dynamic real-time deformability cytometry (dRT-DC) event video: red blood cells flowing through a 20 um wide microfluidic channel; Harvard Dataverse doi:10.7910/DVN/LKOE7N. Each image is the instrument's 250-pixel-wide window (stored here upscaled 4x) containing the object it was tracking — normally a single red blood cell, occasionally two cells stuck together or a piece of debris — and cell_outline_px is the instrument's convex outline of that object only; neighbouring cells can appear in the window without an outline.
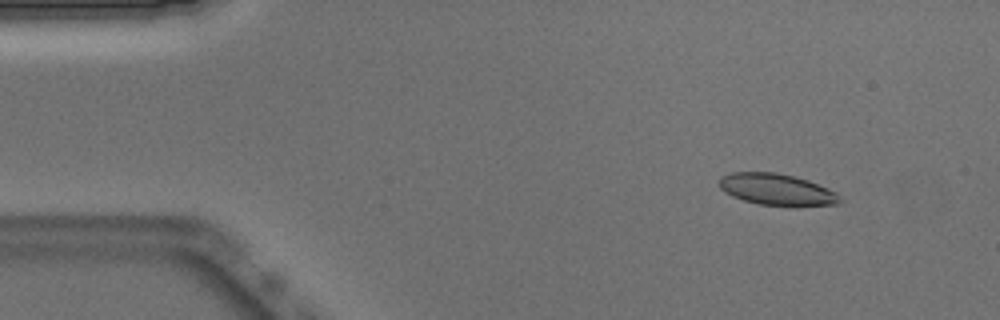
{"species": "Egyptian fruit bat (a non-hibernating species)", "species_latin": "Rousettus aegyptiacus", "temperature_condition": "warm", "stored_images_in_passage": 47, "camera_frame_rate_fps": 3000, "um_per_image_px": 0.085, "animal": {"sex": "male"}, "frame": {"image": 1, "passage_image": 1, "time_ms": 0.0, "image_size_px": [1000, 320], "cell_outline_px": [[840, 204], [792, 208], [756, 204], [732, 196], [724, 192], [720, 188], [720, 176], [732, 172], [776, 172], [796, 176], [808, 180], [828, 188], [836, 192], [840, 200]], "centroid_in_image_um": [66.05, 16.14], "position_along_channel_um": 18.9, "area_um2": 22.83}}
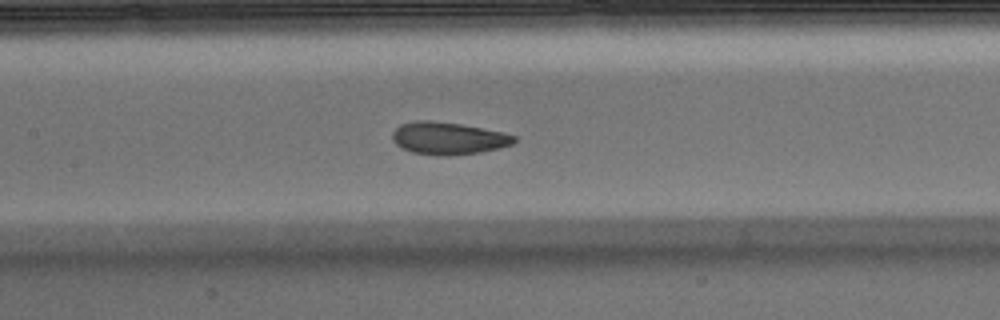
{"frame": {"image": 2, "passage_image": 19, "time_ms": 6.0, "image_size_px": [1000, 320], "cell_outline_px": [[516, 140], [512, 144], [500, 148], [480, 152], [448, 156], [436, 156], [412, 152], [396, 144], [392, 140], [392, 132], [400, 124], [416, 120], [432, 120], [460, 124], [504, 132], [516, 136]], "centroid_in_image_um": [38.1, 11.75], "position_along_channel_um": 169.3, "area_um2": 23.12}}
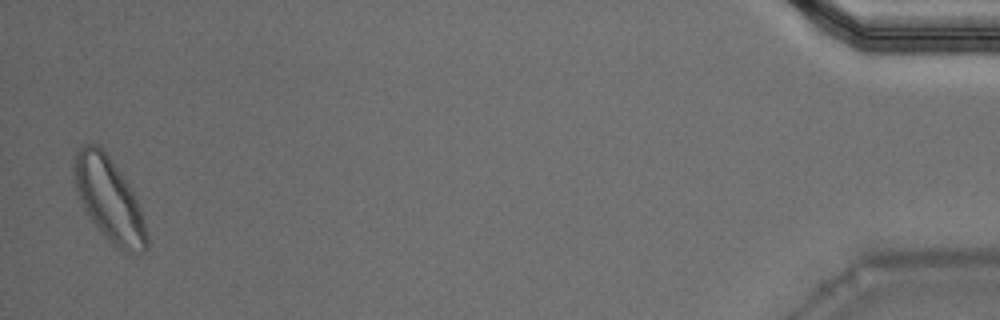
{"frame": {"image": 3, "passage_image": 46, "time_ms": 15.0, "image_size_px": [1000, 320], "cell_outline_px": [[148, 248], [144, 252], [128, 252], [116, 248], [108, 240], [92, 220], [80, 200], [72, 180], [72, 164], [76, 152], [84, 144], [100, 144], [132, 188], [140, 208], [148, 236]], "centroid_in_image_um": [9.26, 16.92], "position_along_channel_um": 425.9, "area_um2": 35.49}, "authors_computed_cell_mechanics": {"area_um2": 23.12, "velocity_mm_per_s": 3.8751, "shape_relaxation_time_tau1_ms": 3.335, "shape_relaxation_time_tau2_ms": 1.7722, "deformation_change_tau1": 0.109, "deformation_change_tau2": 0.0687}}